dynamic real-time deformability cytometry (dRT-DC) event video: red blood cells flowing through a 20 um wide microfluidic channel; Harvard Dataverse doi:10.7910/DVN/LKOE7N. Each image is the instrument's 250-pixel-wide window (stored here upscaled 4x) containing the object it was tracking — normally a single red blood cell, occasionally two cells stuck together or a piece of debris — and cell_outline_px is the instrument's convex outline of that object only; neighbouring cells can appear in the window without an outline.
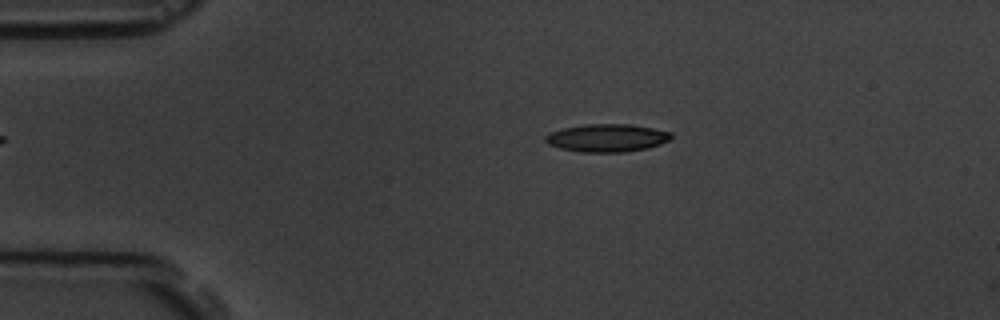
{"species": "common noctule bat (a hibernating species)", "species_latin": "Nyctalus noctula", "temperature_condition": "room temperature", "stored_images_in_passage": 4, "camera_frame_rate_fps": 3000, "um_per_image_px": 0.085, "animal": {"sex": "male", "body_mass_g": 19.5, "forearm_length_mm": 54.6}, "frame": {"image": 1, "passage_image": 2, "time_ms": 2.0, "image_size_px": [1000, 320], "cell_outline_px": [[672, 136], [668, 140], [660, 144], [648, 148], [624, 152], [580, 152], [560, 148], [548, 144], [544, 140], [544, 136], [548, 132], [564, 128], [588, 124], [628, 124], [652, 128], [672, 132]], "centroid_in_image_um": [51.56, 11.72], "position_along_channel_um": 33.4, "area_um2": 20.4}}
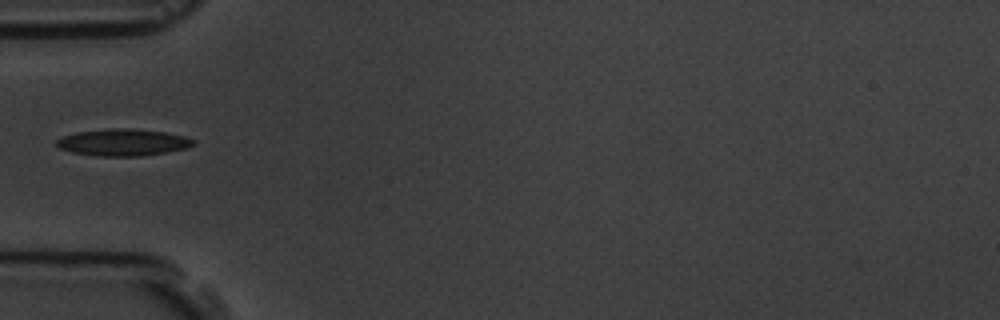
{"frame": {"image": 2, "passage_image": 4, "time_ms": 4.333, "image_size_px": [1000, 320], "cell_outline_px": [[196, 140], [192, 144], [184, 148], [168, 152], [140, 156], [96, 156], [72, 152], [60, 148], [56, 144], [56, 140], [64, 136], [76, 132], [112, 128], [128, 128], [164, 132], [184, 136]], "centroid_in_image_um": [10.43, 12.1], "position_along_channel_um": 74.6, "area_um2": 21.21}}